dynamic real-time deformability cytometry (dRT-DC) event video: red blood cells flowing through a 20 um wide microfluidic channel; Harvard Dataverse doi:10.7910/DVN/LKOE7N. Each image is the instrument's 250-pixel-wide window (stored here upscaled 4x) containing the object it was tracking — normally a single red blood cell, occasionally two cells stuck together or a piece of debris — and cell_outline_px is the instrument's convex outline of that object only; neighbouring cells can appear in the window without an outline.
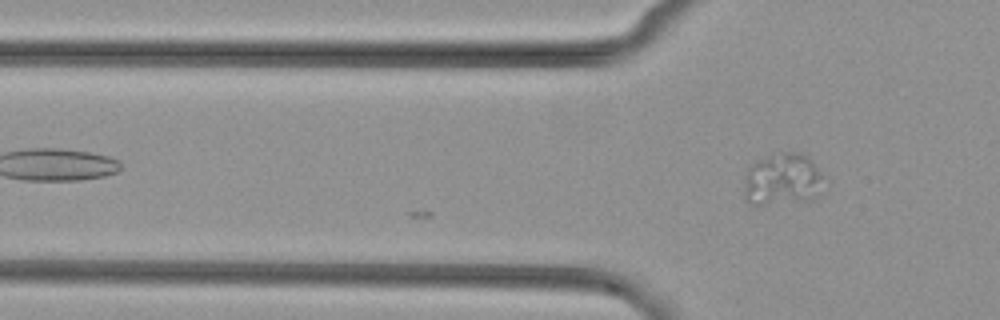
{"species": "common noctule bat (a hibernating species)", "species_latin": "Nyctalus noctula", "temperature_condition": "cold", "stored_images_in_passage": 13, "camera_frame_rate_fps": 3000, "um_per_image_px": 0.085, "animal": {"sex": "female", "body_mass_g": 29.2, "forearm_length_mm": 56.3}, "frame": {"image": 1, "passage_image": 13, "time_ms": 4.0, "image_size_px": [1000, 320], "cell_outline_px": [[824, 176], [820, 196], [812, 200], [764, 204], [752, 204], [744, 200], [744, 176], [748, 168], [752, 164], [768, 156], [780, 152], [796, 152], [804, 156]], "centroid_in_image_um": [66.49, 15.28], "position_along_channel_um": 59.3, "area_um2": 24.16}}